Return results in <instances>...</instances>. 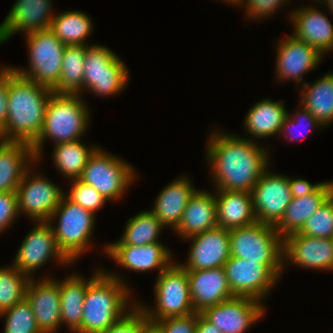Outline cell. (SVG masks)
<instances>
[{"label":"cell","instance_id":"1","mask_svg":"<svg viewBox=\"0 0 333 333\" xmlns=\"http://www.w3.org/2000/svg\"><path fill=\"white\" fill-rule=\"evenodd\" d=\"M208 140L206 161L217 190L252 192L269 167V150L236 134L214 130Z\"/></svg>","mask_w":333,"mask_h":333},{"label":"cell","instance_id":"2","mask_svg":"<svg viewBox=\"0 0 333 333\" xmlns=\"http://www.w3.org/2000/svg\"><path fill=\"white\" fill-rule=\"evenodd\" d=\"M52 90L17 74L9 67L8 116L1 141L32 145L44 124Z\"/></svg>","mask_w":333,"mask_h":333},{"label":"cell","instance_id":"3","mask_svg":"<svg viewBox=\"0 0 333 333\" xmlns=\"http://www.w3.org/2000/svg\"><path fill=\"white\" fill-rule=\"evenodd\" d=\"M126 285L118 274L98 268L88 279L81 328L76 333H100L131 311L136 304L128 306L131 289Z\"/></svg>","mask_w":333,"mask_h":333},{"label":"cell","instance_id":"4","mask_svg":"<svg viewBox=\"0 0 333 333\" xmlns=\"http://www.w3.org/2000/svg\"><path fill=\"white\" fill-rule=\"evenodd\" d=\"M79 94L50 95L47 103L44 124L38 139L31 145L38 161L41 159L44 140H54L55 145L81 139L88 129L89 108Z\"/></svg>","mask_w":333,"mask_h":333},{"label":"cell","instance_id":"5","mask_svg":"<svg viewBox=\"0 0 333 333\" xmlns=\"http://www.w3.org/2000/svg\"><path fill=\"white\" fill-rule=\"evenodd\" d=\"M230 254L265 264L278 278L284 270V239L275 226L256 222L229 230Z\"/></svg>","mask_w":333,"mask_h":333},{"label":"cell","instance_id":"6","mask_svg":"<svg viewBox=\"0 0 333 333\" xmlns=\"http://www.w3.org/2000/svg\"><path fill=\"white\" fill-rule=\"evenodd\" d=\"M94 217L93 213L64 195L49 218L48 222L52 226L57 246L71 263L91 247L90 238L95 226ZM54 220H58L55 226L52 223Z\"/></svg>","mask_w":333,"mask_h":333},{"label":"cell","instance_id":"7","mask_svg":"<svg viewBox=\"0 0 333 333\" xmlns=\"http://www.w3.org/2000/svg\"><path fill=\"white\" fill-rule=\"evenodd\" d=\"M29 69L12 67L22 77L53 90L59 82L66 47L49 29L25 34Z\"/></svg>","mask_w":333,"mask_h":333},{"label":"cell","instance_id":"8","mask_svg":"<svg viewBox=\"0 0 333 333\" xmlns=\"http://www.w3.org/2000/svg\"><path fill=\"white\" fill-rule=\"evenodd\" d=\"M129 71L113 51L103 45H88L85 52L83 90L100 95L113 96L127 85Z\"/></svg>","mask_w":333,"mask_h":333},{"label":"cell","instance_id":"9","mask_svg":"<svg viewBox=\"0 0 333 333\" xmlns=\"http://www.w3.org/2000/svg\"><path fill=\"white\" fill-rule=\"evenodd\" d=\"M154 288L156 309L139 305L148 319L158 321L195 312L190 296L188 273L180 263L172 262L158 274Z\"/></svg>","mask_w":333,"mask_h":333},{"label":"cell","instance_id":"10","mask_svg":"<svg viewBox=\"0 0 333 333\" xmlns=\"http://www.w3.org/2000/svg\"><path fill=\"white\" fill-rule=\"evenodd\" d=\"M135 168L119 156L98 148L89 157L79 180L93 186L108 201L118 200L136 178Z\"/></svg>","mask_w":333,"mask_h":333},{"label":"cell","instance_id":"11","mask_svg":"<svg viewBox=\"0 0 333 333\" xmlns=\"http://www.w3.org/2000/svg\"><path fill=\"white\" fill-rule=\"evenodd\" d=\"M30 170L31 168L25 172L16 191L18 212L24 213L35 223L48 221L61 203L65 192L51 180L39 173L36 176V172L32 174Z\"/></svg>","mask_w":333,"mask_h":333},{"label":"cell","instance_id":"12","mask_svg":"<svg viewBox=\"0 0 333 333\" xmlns=\"http://www.w3.org/2000/svg\"><path fill=\"white\" fill-rule=\"evenodd\" d=\"M51 259L58 264H71L58 248L51 224L38 221L22 241L12 265L27 277L33 278V272Z\"/></svg>","mask_w":333,"mask_h":333},{"label":"cell","instance_id":"13","mask_svg":"<svg viewBox=\"0 0 333 333\" xmlns=\"http://www.w3.org/2000/svg\"><path fill=\"white\" fill-rule=\"evenodd\" d=\"M223 268L233 296L250 297L260 302L280 279L265 264L233 256Z\"/></svg>","mask_w":333,"mask_h":333},{"label":"cell","instance_id":"14","mask_svg":"<svg viewBox=\"0 0 333 333\" xmlns=\"http://www.w3.org/2000/svg\"><path fill=\"white\" fill-rule=\"evenodd\" d=\"M251 193L257 222L271 226L280 222L292 199L288 176L274 174L268 169Z\"/></svg>","mask_w":333,"mask_h":333},{"label":"cell","instance_id":"15","mask_svg":"<svg viewBox=\"0 0 333 333\" xmlns=\"http://www.w3.org/2000/svg\"><path fill=\"white\" fill-rule=\"evenodd\" d=\"M265 313L263 302L234 296L206 308L201 314L222 333H245Z\"/></svg>","mask_w":333,"mask_h":333},{"label":"cell","instance_id":"16","mask_svg":"<svg viewBox=\"0 0 333 333\" xmlns=\"http://www.w3.org/2000/svg\"><path fill=\"white\" fill-rule=\"evenodd\" d=\"M186 263L182 266L187 271L223 267L231 257L229 230L216 227L194 235Z\"/></svg>","mask_w":333,"mask_h":333},{"label":"cell","instance_id":"17","mask_svg":"<svg viewBox=\"0 0 333 333\" xmlns=\"http://www.w3.org/2000/svg\"><path fill=\"white\" fill-rule=\"evenodd\" d=\"M284 264L289 261L308 269L333 270V240L316 238L298 232L284 238Z\"/></svg>","mask_w":333,"mask_h":333},{"label":"cell","instance_id":"18","mask_svg":"<svg viewBox=\"0 0 333 333\" xmlns=\"http://www.w3.org/2000/svg\"><path fill=\"white\" fill-rule=\"evenodd\" d=\"M25 299L29 302L42 333H55L61 327L60 288L58 280L30 278Z\"/></svg>","mask_w":333,"mask_h":333},{"label":"cell","instance_id":"19","mask_svg":"<svg viewBox=\"0 0 333 333\" xmlns=\"http://www.w3.org/2000/svg\"><path fill=\"white\" fill-rule=\"evenodd\" d=\"M52 0H16L12 9L0 24V44L17 32L26 34L49 29L56 16Z\"/></svg>","mask_w":333,"mask_h":333},{"label":"cell","instance_id":"20","mask_svg":"<svg viewBox=\"0 0 333 333\" xmlns=\"http://www.w3.org/2000/svg\"><path fill=\"white\" fill-rule=\"evenodd\" d=\"M277 46L275 70L279 81L290 79L297 84L300 83L303 80V74L316 69L324 57L315 48L292 34L280 40Z\"/></svg>","mask_w":333,"mask_h":333},{"label":"cell","instance_id":"21","mask_svg":"<svg viewBox=\"0 0 333 333\" xmlns=\"http://www.w3.org/2000/svg\"><path fill=\"white\" fill-rule=\"evenodd\" d=\"M103 249L121 267L135 272L158 269L160 274L173 262L171 251L161 241L143 246L105 245Z\"/></svg>","mask_w":333,"mask_h":333},{"label":"cell","instance_id":"22","mask_svg":"<svg viewBox=\"0 0 333 333\" xmlns=\"http://www.w3.org/2000/svg\"><path fill=\"white\" fill-rule=\"evenodd\" d=\"M187 273L191 301L196 313L234 297L223 267Z\"/></svg>","mask_w":333,"mask_h":333},{"label":"cell","instance_id":"23","mask_svg":"<svg viewBox=\"0 0 333 333\" xmlns=\"http://www.w3.org/2000/svg\"><path fill=\"white\" fill-rule=\"evenodd\" d=\"M317 7H302L290 14L295 38L306 42L323 56L333 52V25Z\"/></svg>","mask_w":333,"mask_h":333},{"label":"cell","instance_id":"24","mask_svg":"<svg viewBox=\"0 0 333 333\" xmlns=\"http://www.w3.org/2000/svg\"><path fill=\"white\" fill-rule=\"evenodd\" d=\"M218 227L215 196L210 191L198 190L190 198L176 229L181 238L188 239Z\"/></svg>","mask_w":333,"mask_h":333},{"label":"cell","instance_id":"25","mask_svg":"<svg viewBox=\"0 0 333 333\" xmlns=\"http://www.w3.org/2000/svg\"><path fill=\"white\" fill-rule=\"evenodd\" d=\"M191 180L182 176L169 183L156 197L153 210L156 218L165 226L175 230L190 198L197 191Z\"/></svg>","mask_w":333,"mask_h":333},{"label":"cell","instance_id":"26","mask_svg":"<svg viewBox=\"0 0 333 333\" xmlns=\"http://www.w3.org/2000/svg\"><path fill=\"white\" fill-rule=\"evenodd\" d=\"M36 161L31 145L0 140V192L17 191L25 172Z\"/></svg>","mask_w":333,"mask_h":333},{"label":"cell","instance_id":"27","mask_svg":"<svg viewBox=\"0 0 333 333\" xmlns=\"http://www.w3.org/2000/svg\"><path fill=\"white\" fill-rule=\"evenodd\" d=\"M218 227L231 230L257 222L251 192L215 190Z\"/></svg>","mask_w":333,"mask_h":333},{"label":"cell","instance_id":"28","mask_svg":"<svg viewBox=\"0 0 333 333\" xmlns=\"http://www.w3.org/2000/svg\"><path fill=\"white\" fill-rule=\"evenodd\" d=\"M333 194V181L322 184L311 194L292 198L280 222L275 226L284 239L287 235L299 232L305 222Z\"/></svg>","mask_w":333,"mask_h":333},{"label":"cell","instance_id":"29","mask_svg":"<svg viewBox=\"0 0 333 333\" xmlns=\"http://www.w3.org/2000/svg\"><path fill=\"white\" fill-rule=\"evenodd\" d=\"M288 116L282 101H271L269 99H262L249 109L244 127L248 134L255 139L272 137L273 135L280 134L282 124Z\"/></svg>","mask_w":333,"mask_h":333},{"label":"cell","instance_id":"30","mask_svg":"<svg viewBox=\"0 0 333 333\" xmlns=\"http://www.w3.org/2000/svg\"><path fill=\"white\" fill-rule=\"evenodd\" d=\"M301 103L324 127L333 121V72L323 75L314 83L303 80Z\"/></svg>","mask_w":333,"mask_h":333},{"label":"cell","instance_id":"31","mask_svg":"<svg viewBox=\"0 0 333 333\" xmlns=\"http://www.w3.org/2000/svg\"><path fill=\"white\" fill-rule=\"evenodd\" d=\"M78 274L69 275L59 282L61 325L76 333L81 328L83 302L88 287V280Z\"/></svg>","mask_w":333,"mask_h":333},{"label":"cell","instance_id":"32","mask_svg":"<svg viewBox=\"0 0 333 333\" xmlns=\"http://www.w3.org/2000/svg\"><path fill=\"white\" fill-rule=\"evenodd\" d=\"M90 18L81 11L58 13L53 18L49 30L66 46L89 45L85 40L93 32Z\"/></svg>","mask_w":333,"mask_h":333},{"label":"cell","instance_id":"33","mask_svg":"<svg viewBox=\"0 0 333 333\" xmlns=\"http://www.w3.org/2000/svg\"><path fill=\"white\" fill-rule=\"evenodd\" d=\"M87 46L71 45L65 47L59 82L52 90L54 93L81 95Z\"/></svg>","mask_w":333,"mask_h":333},{"label":"cell","instance_id":"34","mask_svg":"<svg viewBox=\"0 0 333 333\" xmlns=\"http://www.w3.org/2000/svg\"><path fill=\"white\" fill-rule=\"evenodd\" d=\"M98 147H87L81 140L60 143L54 146V165L70 180L79 179L89 157Z\"/></svg>","mask_w":333,"mask_h":333},{"label":"cell","instance_id":"35","mask_svg":"<svg viewBox=\"0 0 333 333\" xmlns=\"http://www.w3.org/2000/svg\"><path fill=\"white\" fill-rule=\"evenodd\" d=\"M165 226L149 210L130 218L120 240L107 245L143 246L159 242V236Z\"/></svg>","mask_w":333,"mask_h":333},{"label":"cell","instance_id":"36","mask_svg":"<svg viewBox=\"0 0 333 333\" xmlns=\"http://www.w3.org/2000/svg\"><path fill=\"white\" fill-rule=\"evenodd\" d=\"M30 278L13 265L0 268V313L25 299Z\"/></svg>","mask_w":333,"mask_h":333},{"label":"cell","instance_id":"37","mask_svg":"<svg viewBox=\"0 0 333 333\" xmlns=\"http://www.w3.org/2000/svg\"><path fill=\"white\" fill-rule=\"evenodd\" d=\"M4 316L6 317L4 333H42L26 299L0 313V317Z\"/></svg>","mask_w":333,"mask_h":333},{"label":"cell","instance_id":"38","mask_svg":"<svg viewBox=\"0 0 333 333\" xmlns=\"http://www.w3.org/2000/svg\"><path fill=\"white\" fill-rule=\"evenodd\" d=\"M316 238H333V194L305 222L298 232Z\"/></svg>","mask_w":333,"mask_h":333},{"label":"cell","instance_id":"39","mask_svg":"<svg viewBox=\"0 0 333 333\" xmlns=\"http://www.w3.org/2000/svg\"><path fill=\"white\" fill-rule=\"evenodd\" d=\"M72 186L68 194L65 195L72 202L79 204L87 211L95 214L97 210L103 207L105 199L93 186L83 183L79 179L71 180Z\"/></svg>","mask_w":333,"mask_h":333},{"label":"cell","instance_id":"40","mask_svg":"<svg viewBox=\"0 0 333 333\" xmlns=\"http://www.w3.org/2000/svg\"><path fill=\"white\" fill-rule=\"evenodd\" d=\"M303 125H305L304 127L307 129L308 133H309V131L312 132L311 130H313V129H318L319 127H321V128L323 127L319 123V121L307 109H305L301 105L300 110H298V112H296V114L288 113V116L286 117V119L284 120V123L282 124L280 134H282L283 136L286 133H288L287 135L291 134L290 136H288L287 139H289L290 141H295L296 140V142L297 141L299 142V140L302 139L303 135L301 136L299 133H297L296 134L297 137H296L295 135L292 134L294 132L290 131V130H293V128H296V127L300 129L301 127H299V126L303 127ZM303 128H301L300 130H302Z\"/></svg>","mask_w":333,"mask_h":333},{"label":"cell","instance_id":"41","mask_svg":"<svg viewBox=\"0 0 333 333\" xmlns=\"http://www.w3.org/2000/svg\"><path fill=\"white\" fill-rule=\"evenodd\" d=\"M138 304L123 318L100 333H139L141 324L147 319V316Z\"/></svg>","mask_w":333,"mask_h":333},{"label":"cell","instance_id":"42","mask_svg":"<svg viewBox=\"0 0 333 333\" xmlns=\"http://www.w3.org/2000/svg\"><path fill=\"white\" fill-rule=\"evenodd\" d=\"M156 322L162 327L163 333H196L197 313L168 317Z\"/></svg>","mask_w":333,"mask_h":333},{"label":"cell","instance_id":"43","mask_svg":"<svg viewBox=\"0 0 333 333\" xmlns=\"http://www.w3.org/2000/svg\"><path fill=\"white\" fill-rule=\"evenodd\" d=\"M286 1L290 2V0H244L243 6L246 7L248 19L258 20L276 13Z\"/></svg>","mask_w":333,"mask_h":333},{"label":"cell","instance_id":"44","mask_svg":"<svg viewBox=\"0 0 333 333\" xmlns=\"http://www.w3.org/2000/svg\"><path fill=\"white\" fill-rule=\"evenodd\" d=\"M19 216L17 192H0V233Z\"/></svg>","mask_w":333,"mask_h":333},{"label":"cell","instance_id":"45","mask_svg":"<svg viewBox=\"0 0 333 333\" xmlns=\"http://www.w3.org/2000/svg\"><path fill=\"white\" fill-rule=\"evenodd\" d=\"M9 67L0 68V132L5 128L8 116Z\"/></svg>","mask_w":333,"mask_h":333},{"label":"cell","instance_id":"46","mask_svg":"<svg viewBox=\"0 0 333 333\" xmlns=\"http://www.w3.org/2000/svg\"><path fill=\"white\" fill-rule=\"evenodd\" d=\"M289 179V185H290V191L292 194V198H298V197H302V196H306L308 194H311L312 192H314L321 184L320 183H316V184H311L309 181L305 180V179H292L290 177H288Z\"/></svg>","mask_w":333,"mask_h":333},{"label":"cell","instance_id":"47","mask_svg":"<svg viewBox=\"0 0 333 333\" xmlns=\"http://www.w3.org/2000/svg\"><path fill=\"white\" fill-rule=\"evenodd\" d=\"M196 333H222L213 323L208 321L201 313H197Z\"/></svg>","mask_w":333,"mask_h":333},{"label":"cell","instance_id":"48","mask_svg":"<svg viewBox=\"0 0 333 333\" xmlns=\"http://www.w3.org/2000/svg\"><path fill=\"white\" fill-rule=\"evenodd\" d=\"M139 333H163L162 327L150 319H146L140 327Z\"/></svg>","mask_w":333,"mask_h":333},{"label":"cell","instance_id":"49","mask_svg":"<svg viewBox=\"0 0 333 333\" xmlns=\"http://www.w3.org/2000/svg\"><path fill=\"white\" fill-rule=\"evenodd\" d=\"M324 2V5L326 4V7L328 8V10L329 11H331V12H329V13H331L332 15H333V0H322L321 1V4Z\"/></svg>","mask_w":333,"mask_h":333},{"label":"cell","instance_id":"50","mask_svg":"<svg viewBox=\"0 0 333 333\" xmlns=\"http://www.w3.org/2000/svg\"><path fill=\"white\" fill-rule=\"evenodd\" d=\"M221 1H224V2H227V3H232V4H237V5H239V4H243L244 3V0H221Z\"/></svg>","mask_w":333,"mask_h":333}]
</instances>
